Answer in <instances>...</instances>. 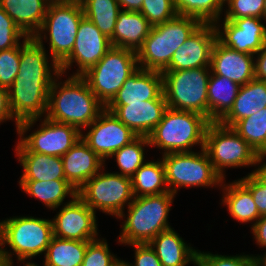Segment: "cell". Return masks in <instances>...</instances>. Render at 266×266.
<instances>
[{
    "mask_svg": "<svg viewBox=\"0 0 266 266\" xmlns=\"http://www.w3.org/2000/svg\"><path fill=\"white\" fill-rule=\"evenodd\" d=\"M48 54L33 36L21 43L19 72L8 88L18 123L46 115L50 87L60 74L59 65Z\"/></svg>",
    "mask_w": 266,
    "mask_h": 266,
    "instance_id": "obj_1",
    "label": "cell"
},
{
    "mask_svg": "<svg viewBox=\"0 0 266 266\" xmlns=\"http://www.w3.org/2000/svg\"><path fill=\"white\" fill-rule=\"evenodd\" d=\"M104 109L105 106L81 76L60 73L50 87L45 117L74 126L82 132Z\"/></svg>",
    "mask_w": 266,
    "mask_h": 266,
    "instance_id": "obj_2",
    "label": "cell"
},
{
    "mask_svg": "<svg viewBox=\"0 0 266 266\" xmlns=\"http://www.w3.org/2000/svg\"><path fill=\"white\" fill-rule=\"evenodd\" d=\"M176 195L166 192L159 195L134 197L116 219L120 222L118 245L149 243L160 232L173 228L169 222V213Z\"/></svg>",
    "mask_w": 266,
    "mask_h": 266,
    "instance_id": "obj_3",
    "label": "cell"
},
{
    "mask_svg": "<svg viewBox=\"0 0 266 266\" xmlns=\"http://www.w3.org/2000/svg\"><path fill=\"white\" fill-rule=\"evenodd\" d=\"M52 237L53 223L49 218L28 214L0 220V251L5 262L34 260L44 256Z\"/></svg>",
    "mask_w": 266,
    "mask_h": 266,
    "instance_id": "obj_4",
    "label": "cell"
},
{
    "mask_svg": "<svg viewBox=\"0 0 266 266\" xmlns=\"http://www.w3.org/2000/svg\"><path fill=\"white\" fill-rule=\"evenodd\" d=\"M209 123L201 114L168 107L162 120L148 136L150 148L159 149L160 155L191 152L198 146L203 149Z\"/></svg>",
    "mask_w": 266,
    "mask_h": 266,
    "instance_id": "obj_5",
    "label": "cell"
},
{
    "mask_svg": "<svg viewBox=\"0 0 266 266\" xmlns=\"http://www.w3.org/2000/svg\"><path fill=\"white\" fill-rule=\"evenodd\" d=\"M201 24L196 18L177 15L152 26L143 45L136 52L139 68L163 72L176 50Z\"/></svg>",
    "mask_w": 266,
    "mask_h": 266,
    "instance_id": "obj_6",
    "label": "cell"
},
{
    "mask_svg": "<svg viewBox=\"0 0 266 266\" xmlns=\"http://www.w3.org/2000/svg\"><path fill=\"white\" fill-rule=\"evenodd\" d=\"M83 17L79 0L49 4L44 21L33 37L42 45H49L46 51L58 65L71 53Z\"/></svg>",
    "mask_w": 266,
    "mask_h": 266,
    "instance_id": "obj_7",
    "label": "cell"
},
{
    "mask_svg": "<svg viewBox=\"0 0 266 266\" xmlns=\"http://www.w3.org/2000/svg\"><path fill=\"white\" fill-rule=\"evenodd\" d=\"M161 159L168 189L175 195L179 194L181 188L209 187L219 190L221 187L223 179L214 170L204 148L191 152L167 153Z\"/></svg>",
    "mask_w": 266,
    "mask_h": 266,
    "instance_id": "obj_8",
    "label": "cell"
},
{
    "mask_svg": "<svg viewBox=\"0 0 266 266\" xmlns=\"http://www.w3.org/2000/svg\"><path fill=\"white\" fill-rule=\"evenodd\" d=\"M204 150L209 156L214 170L226 179V170L254 167L258 154L231 127L219 122H210L205 132Z\"/></svg>",
    "mask_w": 266,
    "mask_h": 266,
    "instance_id": "obj_9",
    "label": "cell"
},
{
    "mask_svg": "<svg viewBox=\"0 0 266 266\" xmlns=\"http://www.w3.org/2000/svg\"><path fill=\"white\" fill-rule=\"evenodd\" d=\"M210 67L163 71V93L169 108L201 114L208 119Z\"/></svg>",
    "mask_w": 266,
    "mask_h": 266,
    "instance_id": "obj_10",
    "label": "cell"
},
{
    "mask_svg": "<svg viewBox=\"0 0 266 266\" xmlns=\"http://www.w3.org/2000/svg\"><path fill=\"white\" fill-rule=\"evenodd\" d=\"M139 69L136 51L112 46L104 57L81 77L106 106L124 82Z\"/></svg>",
    "mask_w": 266,
    "mask_h": 266,
    "instance_id": "obj_11",
    "label": "cell"
},
{
    "mask_svg": "<svg viewBox=\"0 0 266 266\" xmlns=\"http://www.w3.org/2000/svg\"><path fill=\"white\" fill-rule=\"evenodd\" d=\"M107 164L77 192V196L96 214L115 219L133 201L131 177L106 170Z\"/></svg>",
    "mask_w": 266,
    "mask_h": 266,
    "instance_id": "obj_12",
    "label": "cell"
},
{
    "mask_svg": "<svg viewBox=\"0 0 266 266\" xmlns=\"http://www.w3.org/2000/svg\"><path fill=\"white\" fill-rule=\"evenodd\" d=\"M16 134L17 139L30 152L60 157L81 138V131L76 127L54 122L46 117L20 122Z\"/></svg>",
    "mask_w": 266,
    "mask_h": 266,
    "instance_id": "obj_13",
    "label": "cell"
},
{
    "mask_svg": "<svg viewBox=\"0 0 266 266\" xmlns=\"http://www.w3.org/2000/svg\"><path fill=\"white\" fill-rule=\"evenodd\" d=\"M111 47L110 39L84 16L71 53L59 64L60 73L81 76L96 65ZM74 66L76 70L70 73Z\"/></svg>",
    "mask_w": 266,
    "mask_h": 266,
    "instance_id": "obj_14",
    "label": "cell"
},
{
    "mask_svg": "<svg viewBox=\"0 0 266 266\" xmlns=\"http://www.w3.org/2000/svg\"><path fill=\"white\" fill-rule=\"evenodd\" d=\"M136 137L137 135L129 127L106 109L81 132V138L105 164L114 152Z\"/></svg>",
    "mask_w": 266,
    "mask_h": 266,
    "instance_id": "obj_15",
    "label": "cell"
},
{
    "mask_svg": "<svg viewBox=\"0 0 266 266\" xmlns=\"http://www.w3.org/2000/svg\"><path fill=\"white\" fill-rule=\"evenodd\" d=\"M59 209V211L57 210ZM53 236L61 239L92 241L101 236L98 217L78 196L54 209ZM58 211V212H57Z\"/></svg>",
    "mask_w": 266,
    "mask_h": 266,
    "instance_id": "obj_16",
    "label": "cell"
},
{
    "mask_svg": "<svg viewBox=\"0 0 266 266\" xmlns=\"http://www.w3.org/2000/svg\"><path fill=\"white\" fill-rule=\"evenodd\" d=\"M264 21V22H263ZM217 39L238 52L255 55L266 46V20L257 17L218 20Z\"/></svg>",
    "mask_w": 266,
    "mask_h": 266,
    "instance_id": "obj_17",
    "label": "cell"
},
{
    "mask_svg": "<svg viewBox=\"0 0 266 266\" xmlns=\"http://www.w3.org/2000/svg\"><path fill=\"white\" fill-rule=\"evenodd\" d=\"M217 40L214 24H201L173 54L164 71L210 67L212 49Z\"/></svg>",
    "mask_w": 266,
    "mask_h": 266,
    "instance_id": "obj_18",
    "label": "cell"
},
{
    "mask_svg": "<svg viewBox=\"0 0 266 266\" xmlns=\"http://www.w3.org/2000/svg\"><path fill=\"white\" fill-rule=\"evenodd\" d=\"M168 105L166 99H153L129 105H106L121 122L137 136L148 137L162 120Z\"/></svg>",
    "mask_w": 266,
    "mask_h": 266,
    "instance_id": "obj_19",
    "label": "cell"
},
{
    "mask_svg": "<svg viewBox=\"0 0 266 266\" xmlns=\"http://www.w3.org/2000/svg\"><path fill=\"white\" fill-rule=\"evenodd\" d=\"M211 72L245 85L254 79V55L238 52L216 40L211 54Z\"/></svg>",
    "mask_w": 266,
    "mask_h": 266,
    "instance_id": "obj_20",
    "label": "cell"
},
{
    "mask_svg": "<svg viewBox=\"0 0 266 266\" xmlns=\"http://www.w3.org/2000/svg\"><path fill=\"white\" fill-rule=\"evenodd\" d=\"M153 99H165L162 72L139 68L107 105H129Z\"/></svg>",
    "mask_w": 266,
    "mask_h": 266,
    "instance_id": "obj_21",
    "label": "cell"
},
{
    "mask_svg": "<svg viewBox=\"0 0 266 266\" xmlns=\"http://www.w3.org/2000/svg\"><path fill=\"white\" fill-rule=\"evenodd\" d=\"M15 145V157L23 170L19 181L66 180L60 156L30 152L18 139Z\"/></svg>",
    "mask_w": 266,
    "mask_h": 266,
    "instance_id": "obj_22",
    "label": "cell"
},
{
    "mask_svg": "<svg viewBox=\"0 0 266 266\" xmlns=\"http://www.w3.org/2000/svg\"><path fill=\"white\" fill-rule=\"evenodd\" d=\"M61 158L65 179L77 191L105 166L82 138Z\"/></svg>",
    "mask_w": 266,
    "mask_h": 266,
    "instance_id": "obj_23",
    "label": "cell"
},
{
    "mask_svg": "<svg viewBox=\"0 0 266 266\" xmlns=\"http://www.w3.org/2000/svg\"><path fill=\"white\" fill-rule=\"evenodd\" d=\"M149 245L155 251L162 266H188L189 264L197 266L198 249L191 243H187L174 228L160 232L149 242Z\"/></svg>",
    "mask_w": 266,
    "mask_h": 266,
    "instance_id": "obj_24",
    "label": "cell"
},
{
    "mask_svg": "<svg viewBox=\"0 0 266 266\" xmlns=\"http://www.w3.org/2000/svg\"><path fill=\"white\" fill-rule=\"evenodd\" d=\"M220 190L219 204L226 206L231 219L252 227L261 218L251 192L238 179L228 182L223 179Z\"/></svg>",
    "mask_w": 266,
    "mask_h": 266,
    "instance_id": "obj_25",
    "label": "cell"
},
{
    "mask_svg": "<svg viewBox=\"0 0 266 266\" xmlns=\"http://www.w3.org/2000/svg\"><path fill=\"white\" fill-rule=\"evenodd\" d=\"M151 28L152 25L141 12L121 10L110 39L111 46L137 52L149 35Z\"/></svg>",
    "mask_w": 266,
    "mask_h": 266,
    "instance_id": "obj_26",
    "label": "cell"
},
{
    "mask_svg": "<svg viewBox=\"0 0 266 266\" xmlns=\"http://www.w3.org/2000/svg\"><path fill=\"white\" fill-rule=\"evenodd\" d=\"M265 107L266 82L254 78L240 86L232 108L219 123L232 127L237 121L250 117Z\"/></svg>",
    "mask_w": 266,
    "mask_h": 266,
    "instance_id": "obj_27",
    "label": "cell"
},
{
    "mask_svg": "<svg viewBox=\"0 0 266 266\" xmlns=\"http://www.w3.org/2000/svg\"><path fill=\"white\" fill-rule=\"evenodd\" d=\"M49 4L47 0H0V7L29 37L40 29Z\"/></svg>",
    "mask_w": 266,
    "mask_h": 266,
    "instance_id": "obj_28",
    "label": "cell"
},
{
    "mask_svg": "<svg viewBox=\"0 0 266 266\" xmlns=\"http://www.w3.org/2000/svg\"><path fill=\"white\" fill-rule=\"evenodd\" d=\"M17 182L25 194L37 199L48 210H54L71 202L78 192L67 180Z\"/></svg>",
    "mask_w": 266,
    "mask_h": 266,
    "instance_id": "obj_29",
    "label": "cell"
},
{
    "mask_svg": "<svg viewBox=\"0 0 266 266\" xmlns=\"http://www.w3.org/2000/svg\"><path fill=\"white\" fill-rule=\"evenodd\" d=\"M239 89V84L211 72L207 91L210 122H219L230 111Z\"/></svg>",
    "mask_w": 266,
    "mask_h": 266,
    "instance_id": "obj_30",
    "label": "cell"
},
{
    "mask_svg": "<svg viewBox=\"0 0 266 266\" xmlns=\"http://www.w3.org/2000/svg\"><path fill=\"white\" fill-rule=\"evenodd\" d=\"M134 197L159 195L170 192L166 183L164 163L157 160L147 161L131 176Z\"/></svg>",
    "mask_w": 266,
    "mask_h": 266,
    "instance_id": "obj_31",
    "label": "cell"
},
{
    "mask_svg": "<svg viewBox=\"0 0 266 266\" xmlns=\"http://www.w3.org/2000/svg\"><path fill=\"white\" fill-rule=\"evenodd\" d=\"M88 242L52 237L42 260L46 266H81Z\"/></svg>",
    "mask_w": 266,
    "mask_h": 266,
    "instance_id": "obj_32",
    "label": "cell"
},
{
    "mask_svg": "<svg viewBox=\"0 0 266 266\" xmlns=\"http://www.w3.org/2000/svg\"><path fill=\"white\" fill-rule=\"evenodd\" d=\"M84 16L109 39L112 38L121 8L117 0H79Z\"/></svg>",
    "mask_w": 266,
    "mask_h": 266,
    "instance_id": "obj_33",
    "label": "cell"
},
{
    "mask_svg": "<svg viewBox=\"0 0 266 266\" xmlns=\"http://www.w3.org/2000/svg\"><path fill=\"white\" fill-rule=\"evenodd\" d=\"M148 149H150L148 137L137 136L108 158V161L114 159L119 169L117 172H113L131 177L147 161L145 154L149 151Z\"/></svg>",
    "mask_w": 266,
    "mask_h": 266,
    "instance_id": "obj_34",
    "label": "cell"
},
{
    "mask_svg": "<svg viewBox=\"0 0 266 266\" xmlns=\"http://www.w3.org/2000/svg\"><path fill=\"white\" fill-rule=\"evenodd\" d=\"M180 16L198 19L202 24H215L223 16L224 0H173Z\"/></svg>",
    "mask_w": 266,
    "mask_h": 266,
    "instance_id": "obj_35",
    "label": "cell"
},
{
    "mask_svg": "<svg viewBox=\"0 0 266 266\" xmlns=\"http://www.w3.org/2000/svg\"><path fill=\"white\" fill-rule=\"evenodd\" d=\"M258 154H266V107L232 127Z\"/></svg>",
    "mask_w": 266,
    "mask_h": 266,
    "instance_id": "obj_36",
    "label": "cell"
},
{
    "mask_svg": "<svg viewBox=\"0 0 266 266\" xmlns=\"http://www.w3.org/2000/svg\"><path fill=\"white\" fill-rule=\"evenodd\" d=\"M105 238L88 241L81 266H117L122 259L114 254Z\"/></svg>",
    "mask_w": 266,
    "mask_h": 266,
    "instance_id": "obj_37",
    "label": "cell"
},
{
    "mask_svg": "<svg viewBox=\"0 0 266 266\" xmlns=\"http://www.w3.org/2000/svg\"><path fill=\"white\" fill-rule=\"evenodd\" d=\"M245 253L246 252L236 255H222L198 249L197 266H257L254 255Z\"/></svg>",
    "mask_w": 266,
    "mask_h": 266,
    "instance_id": "obj_38",
    "label": "cell"
},
{
    "mask_svg": "<svg viewBox=\"0 0 266 266\" xmlns=\"http://www.w3.org/2000/svg\"><path fill=\"white\" fill-rule=\"evenodd\" d=\"M257 17L264 19V0H224L223 17L220 20Z\"/></svg>",
    "mask_w": 266,
    "mask_h": 266,
    "instance_id": "obj_39",
    "label": "cell"
},
{
    "mask_svg": "<svg viewBox=\"0 0 266 266\" xmlns=\"http://www.w3.org/2000/svg\"><path fill=\"white\" fill-rule=\"evenodd\" d=\"M140 12L152 26L162 24L178 15L173 0H144Z\"/></svg>",
    "mask_w": 266,
    "mask_h": 266,
    "instance_id": "obj_40",
    "label": "cell"
},
{
    "mask_svg": "<svg viewBox=\"0 0 266 266\" xmlns=\"http://www.w3.org/2000/svg\"><path fill=\"white\" fill-rule=\"evenodd\" d=\"M21 43L0 51V87L9 88L19 72Z\"/></svg>",
    "mask_w": 266,
    "mask_h": 266,
    "instance_id": "obj_41",
    "label": "cell"
},
{
    "mask_svg": "<svg viewBox=\"0 0 266 266\" xmlns=\"http://www.w3.org/2000/svg\"><path fill=\"white\" fill-rule=\"evenodd\" d=\"M28 37L0 7V51L16 47Z\"/></svg>",
    "mask_w": 266,
    "mask_h": 266,
    "instance_id": "obj_42",
    "label": "cell"
},
{
    "mask_svg": "<svg viewBox=\"0 0 266 266\" xmlns=\"http://www.w3.org/2000/svg\"><path fill=\"white\" fill-rule=\"evenodd\" d=\"M250 192L261 216L266 215V184L254 173L238 179Z\"/></svg>",
    "mask_w": 266,
    "mask_h": 266,
    "instance_id": "obj_43",
    "label": "cell"
},
{
    "mask_svg": "<svg viewBox=\"0 0 266 266\" xmlns=\"http://www.w3.org/2000/svg\"><path fill=\"white\" fill-rule=\"evenodd\" d=\"M133 248L134 261L128 262L122 259L126 266H162L161 261L149 243H134L127 245Z\"/></svg>",
    "mask_w": 266,
    "mask_h": 266,
    "instance_id": "obj_44",
    "label": "cell"
},
{
    "mask_svg": "<svg viewBox=\"0 0 266 266\" xmlns=\"http://www.w3.org/2000/svg\"><path fill=\"white\" fill-rule=\"evenodd\" d=\"M15 122V132L17 133L19 123L15 120L10 107L9 91L5 87H0V126L5 122Z\"/></svg>",
    "mask_w": 266,
    "mask_h": 266,
    "instance_id": "obj_45",
    "label": "cell"
},
{
    "mask_svg": "<svg viewBox=\"0 0 266 266\" xmlns=\"http://www.w3.org/2000/svg\"><path fill=\"white\" fill-rule=\"evenodd\" d=\"M253 241L255 242L261 251H266V215L261 218L250 227ZM263 248V249H262Z\"/></svg>",
    "mask_w": 266,
    "mask_h": 266,
    "instance_id": "obj_46",
    "label": "cell"
},
{
    "mask_svg": "<svg viewBox=\"0 0 266 266\" xmlns=\"http://www.w3.org/2000/svg\"><path fill=\"white\" fill-rule=\"evenodd\" d=\"M254 77L266 82V46L254 55Z\"/></svg>",
    "mask_w": 266,
    "mask_h": 266,
    "instance_id": "obj_47",
    "label": "cell"
},
{
    "mask_svg": "<svg viewBox=\"0 0 266 266\" xmlns=\"http://www.w3.org/2000/svg\"><path fill=\"white\" fill-rule=\"evenodd\" d=\"M254 174L266 184V154L258 156Z\"/></svg>",
    "mask_w": 266,
    "mask_h": 266,
    "instance_id": "obj_48",
    "label": "cell"
},
{
    "mask_svg": "<svg viewBox=\"0 0 266 266\" xmlns=\"http://www.w3.org/2000/svg\"><path fill=\"white\" fill-rule=\"evenodd\" d=\"M144 0H117L121 10L140 12Z\"/></svg>",
    "mask_w": 266,
    "mask_h": 266,
    "instance_id": "obj_49",
    "label": "cell"
},
{
    "mask_svg": "<svg viewBox=\"0 0 266 266\" xmlns=\"http://www.w3.org/2000/svg\"><path fill=\"white\" fill-rule=\"evenodd\" d=\"M256 258L257 266H266V251L262 254H253Z\"/></svg>",
    "mask_w": 266,
    "mask_h": 266,
    "instance_id": "obj_50",
    "label": "cell"
},
{
    "mask_svg": "<svg viewBox=\"0 0 266 266\" xmlns=\"http://www.w3.org/2000/svg\"><path fill=\"white\" fill-rule=\"evenodd\" d=\"M16 266H40L37 262H34L33 260H20L18 262H15ZM21 264V265H20ZM43 266H46L44 262H42Z\"/></svg>",
    "mask_w": 266,
    "mask_h": 266,
    "instance_id": "obj_51",
    "label": "cell"
},
{
    "mask_svg": "<svg viewBox=\"0 0 266 266\" xmlns=\"http://www.w3.org/2000/svg\"><path fill=\"white\" fill-rule=\"evenodd\" d=\"M14 265H15L14 263L3 261L0 266H14Z\"/></svg>",
    "mask_w": 266,
    "mask_h": 266,
    "instance_id": "obj_52",
    "label": "cell"
},
{
    "mask_svg": "<svg viewBox=\"0 0 266 266\" xmlns=\"http://www.w3.org/2000/svg\"><path fill=\"white\" fill-rule=\"evenodd\" d=\"M50 3H55V2H66V1H71V0H47Z\"/></svg>",
    "mask_w": 266,
    "mask_h": 266,
    "instance_id": "obj_53",
    "label": "cell"
},
{
    "mask_svg": "<svg viewBox=\"0 0 266 266\" xmlns=\"http://www.w3.org/2000/svg\"><path fill=\"white\" fill-rule=\"evenodd\" d=\"M264 19L266 20V0H264Z\"/></svg>",
    "mask_w": 266,
    "mask_h": 266,
    "instance_id": "obj_54",
    "label": "cell"
},
{
    "mask_svg": "<svg viewBox=\"0 0 266 266\" xmlns=\"http://www.w3.org/2000/svg\"><path fill=\"white\" fill-rule=\"evenodd\" d=\"M117 266H126L123 261H121Z\"/></svg>",
    "mask_w": 266,
    "mask_h": 266,
    "instance_id": "obj_55",
    "label": "cell"
},
{
    "mask_svg": "<svg viewBox=\"0 0 266 266\" xmlns=\"http://www.w3.org/2000/svg\"><path fill=\"white\" fill-rule=\"evenodd\" d=\"M3 262L2 256H1V251H0V265Z\"/></svg>",
    "mask_w": 266,
    "mask_h": 266,
    "instance_id": "obj_56",
    "label": "cell"
}]
</instances>
